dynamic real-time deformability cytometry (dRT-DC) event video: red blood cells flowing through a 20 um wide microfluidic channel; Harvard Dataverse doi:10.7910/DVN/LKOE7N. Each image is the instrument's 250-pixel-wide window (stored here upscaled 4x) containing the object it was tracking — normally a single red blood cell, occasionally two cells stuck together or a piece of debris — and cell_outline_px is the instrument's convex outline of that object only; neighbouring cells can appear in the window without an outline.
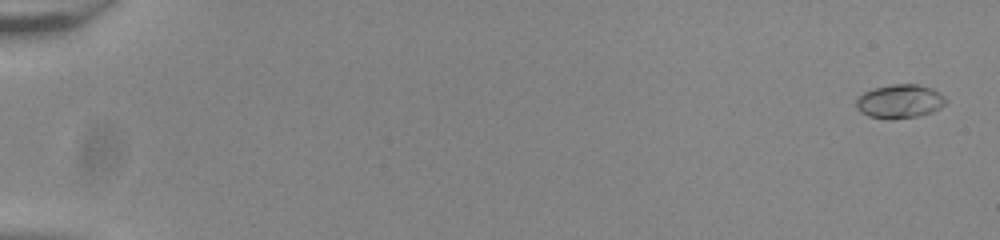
{"species": "common noctule bat (a hibernating species)", "species_latin": "Nyctalus noctula", "temperature_condition": "room temperature", "stored_images_in_passage": 56, "camera_frame_rate_fps": 3000, "um_per_image_px": 0.085, "animal": {"sex": "male", "body_mass_g": 20.0, "forearm_length_mm": 53.3}, "frame": {"image": 1, "passage_image": 2, "time_ms": 0.333, "image_size_px": [1000, 240], "cell_outline_px": [[948, 100], [940, 108], [932, 112], [920, 116], [888, 120], [868, 116], [860, 112], [856, 108], [856, 100], [864, 92], [876, 88], [892, 84], [916, 84], [932, 88], [940, 92]], "centroid_in_image_um": [76.49, 8.63], "position_along_channel_um": 8.5, "area_um2": 17.8}}
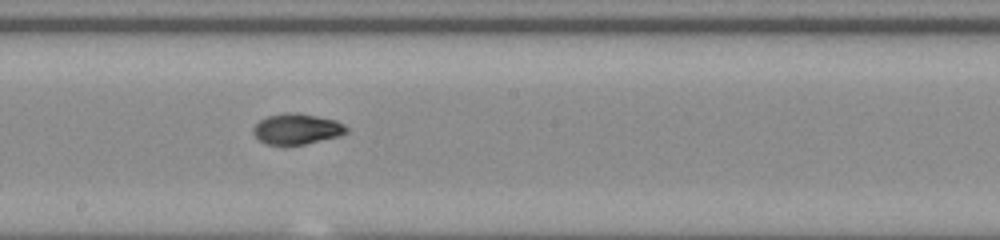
{"frame": {"image": 2, "passage_image": 33, "time_ms": 10.667, "image_size_px": [1000, 240], "cell_outline_px": [[348, 132], [340, 136], [304, 144], [264, 144], [252, 132], [252, 128], [260, 120], [268, 116], [284, 112], [296, 112], [336, 120], [344, 124], [348, 128]], "centroid_in_image_um": [25.24, 10.95], "position_along_channel_um": 223.0, "area_um2": 16.65}}
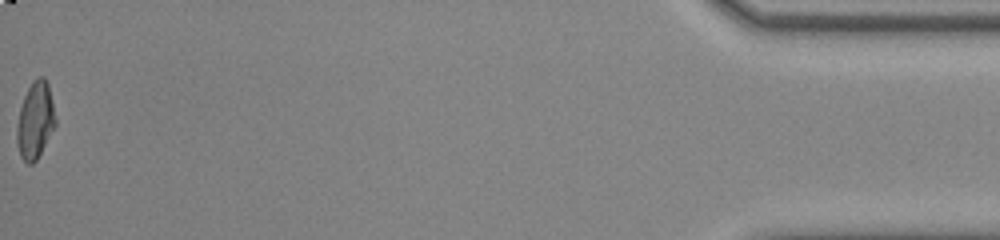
{"frame": {"image": 3, "passage_image": 56, "time_ms": 18.333, "image_size_px": [1000, 240], "cell_outline_px": [[56, 124], [36, 160], [32, 164], [28, 164], [20, 156], [16, 140], [16, 128], [20, 108], [24, 96], [32, 80], [36, 76], [44, 76], [48, 84], [52, 100], [56, 120]], "centroid_in_image_um": [2.98, 10.2], "position_along_channel_um": 432.2, "area_um2": 17.22}, "authors_computed_cell_mechanics": {"area_um2": 16.8198, "velocity_mm_per_s": 3.8641, "shape_relaxation_time_tau1_ms": 7.0218, "shape_relaxation_time_tau2_ms": 1.886, "deformation_change_tau1": 0.2451, "deformation_change_tau2": 0.0537}}